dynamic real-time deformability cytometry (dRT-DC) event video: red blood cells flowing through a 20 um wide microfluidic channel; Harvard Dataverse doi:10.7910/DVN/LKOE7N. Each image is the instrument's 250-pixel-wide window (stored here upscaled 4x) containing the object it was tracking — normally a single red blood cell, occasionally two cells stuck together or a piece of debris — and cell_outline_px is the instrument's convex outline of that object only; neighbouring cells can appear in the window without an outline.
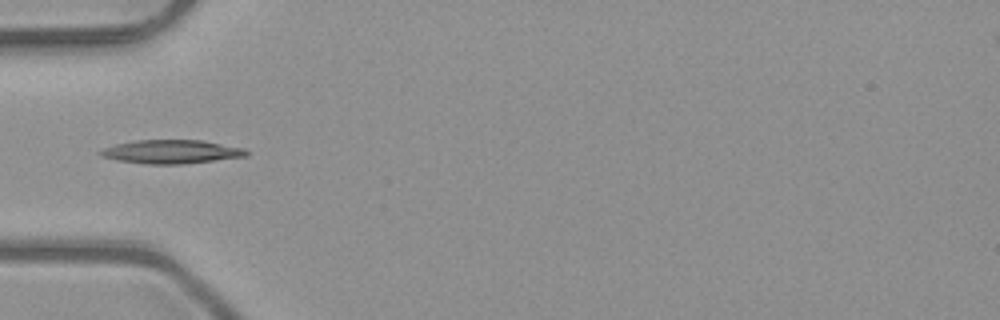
{"species": "common noctule bat (a hibernating species)", "species_latin": "Nyctalus noctula", "temperature_condition": "room temperature", "stored_images_in_passage": 5, "camera_frame_rate_fps": 3000, "um_per_image_px": 0.085, "animal": {"sex": "male", "body_mass_g": 23.1, "forearm_length_mm": 52.7}, "frame": {"image": 1, "passage_image": 5, "time_ms": 1.333, "image_size_px": [1000, 320], "cell_outline_px": [[248, 156], [184, 164], [144, 164], [116, 160], [100, 156], [96, 152], [104, 148], [116, 144], [136, 140], [204, 140], [244, 148], [248, 152]], "centroid_in_image_um": [14.55, 12.9], "position_along_channel_um": 70.4, "area_um2": 20.29}}